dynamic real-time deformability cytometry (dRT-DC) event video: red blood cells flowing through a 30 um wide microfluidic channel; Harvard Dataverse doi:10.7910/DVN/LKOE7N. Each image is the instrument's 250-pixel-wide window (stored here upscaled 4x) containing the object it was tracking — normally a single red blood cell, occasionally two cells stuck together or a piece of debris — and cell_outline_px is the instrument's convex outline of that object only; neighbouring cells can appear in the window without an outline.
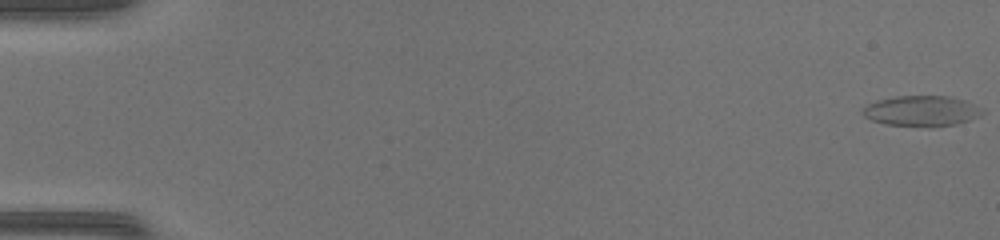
{"species": "common noctule bat (a hibernating species)", "species_latin": "Nyctalus noctula", "temperature_condition": "warm", "stored_images_in_passage": 50, "camera_frame_rate_fps": 3000, "um_per_image_px": 0.085, "animal": {"sex": "female", "body_mass_g": 17.0, "forearm_length_mm": 48.0}, "frame": {"image": 1, "passage_image": 1, "time_ms": 0.0, "image_size_px": [1000, 240], "cell_outline_px": [[984, 112], [980, 116], [956, 124], [932, 128], [888, 124], [872, 120], [864, 116], [860, 112], [868, 104], [876, 100], [896, 96], [948, 96], [964, 100], [980, 108]], "centroid_in_image_um": [78.32, 9.44], "position_along_channel_um": 6.7, "area_um2": 21.33}}
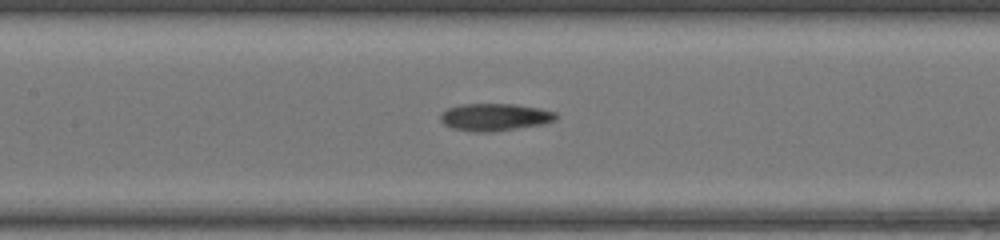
{"frame": {"image": 2, "passage_image": 25, "time_ms": 8.0, "image_size_px": [1000, 240], "cell_outline_px": [[560, 116], [556, 120], [544, 124], [492, 132], [476, 132], [452, 128], [444, 124], [440, 120], [440, 116], [448, 108], [460, 104], [512, 104], [540, 108], [556, 112]], "centroid_in_image_um": [42.1, 9.95], "position_along_channel_um": 165.3, "area_um2": 18.5}}
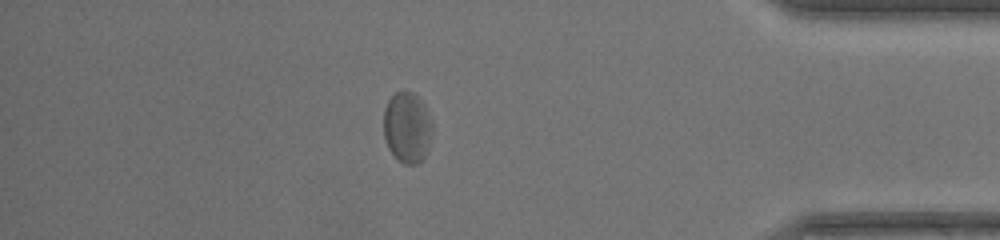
{"frame": {"image": 3, "passage_image": 44, "time_ms": 14.333, "image_size_px": [1000, 240], "cell_outline_px": [[432, 136], [428, 148], [420, 164], [404, 164], [388, 148], [384, 136], [384, 108], [388, 100], [396, 92], [412, 92], [424, 104], [432, 120]], "centroid_in_image_um": [34.63, 10.84], "position_along_channel_um": 400.6, "area_um2": 20.06}, "authors_computed_cell_mechanics": {"area_um2": 19.7098, "velocity_mm_per_s": 4.2448, "shape_relaxation_time_tau1_ms": null, "shape_relaxation_time_tau2_ms": 1.1789, "deformation_change_tau1": null, "deformation_change_tau2": 0.069}}